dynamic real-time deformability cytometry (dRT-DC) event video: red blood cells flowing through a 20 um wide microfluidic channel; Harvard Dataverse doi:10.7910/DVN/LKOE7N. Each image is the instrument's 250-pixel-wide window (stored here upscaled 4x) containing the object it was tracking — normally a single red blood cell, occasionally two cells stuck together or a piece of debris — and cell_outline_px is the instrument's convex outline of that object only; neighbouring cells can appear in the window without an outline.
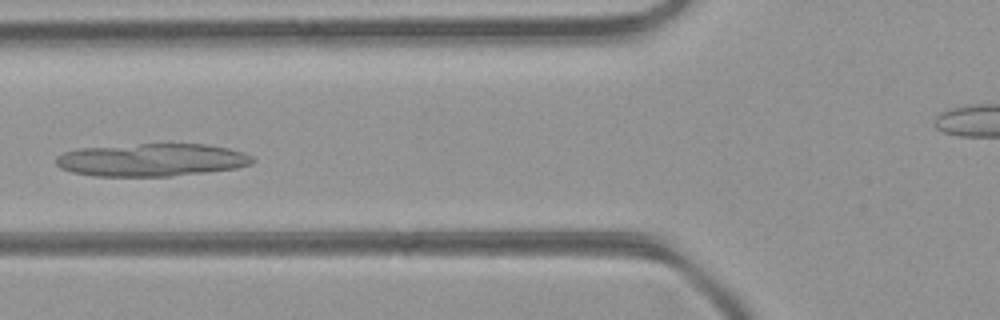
{"species": "common noctule bat (a hibernating species)", "species_latin": "Nyctalus noctula", "temperature_condition": "room temperature", "stored_images_in_passage": 45, "camera_frame_rate_fps": 3000, "um_per_image_px": 0.085, "animal": {"sex": "female", "body_mass_g": 21.9}, "frame": {"image": 1, "passage_image": 15, "time_ms": 4.667, "image_size_px": [1000, 320], "cell_outline_px": [[256, 160], [252, 164], [236, 168], [208, 172], [172, 176], [92, 176], [72, 172], [60, 168], [56, 164], [56, 156], [64, 152], [76, 148], [140, 144], [208, 144], [228, 148], [244, 152], [252, 156]], "centroid_in_image_um": [12.9, 13.59], "position_along_channel_um": 112.9, "area_um2": 37.86}}
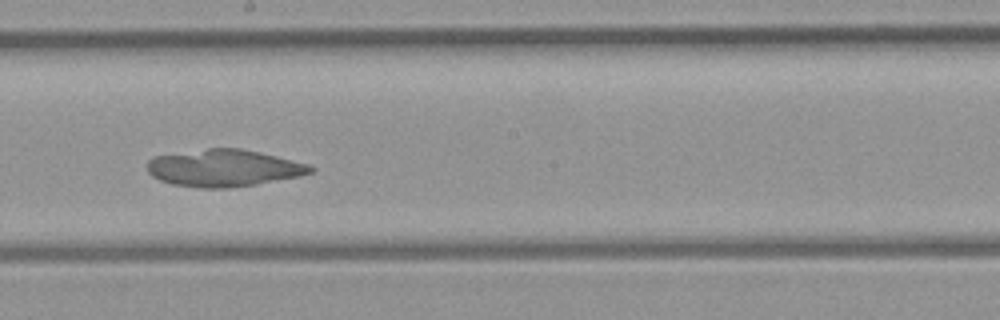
{"frame": {"image": 2, "passage_image": 23, "time_ms": 7.333, "image_size_px": [1000, 320], "cell_outline_px": [[316, 168], [312, 172], [300, 176], [256, 184], [228, 188], [200, 188], [172, 184], [160, 180], [152, 176], [148, 172], [148, 160], [152, 156], [208, 148], [240, 148], [260, 152], [308, 164]], "centroid_in_image_um": [19.01, 14.28], "position_along_channel_um": 229.2, "area_um2": 35.26}}
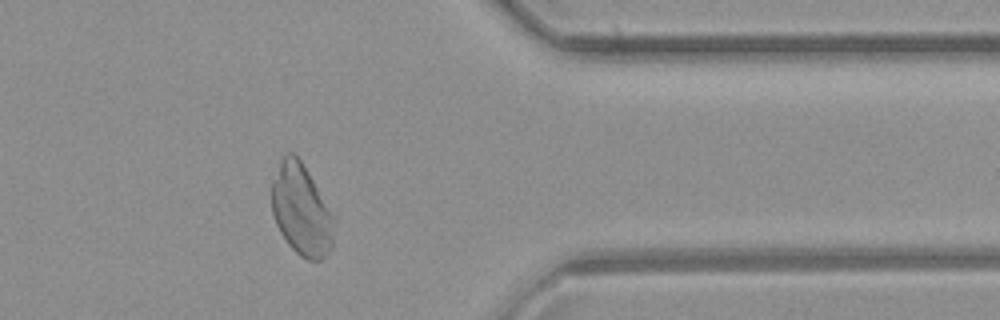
{"frame": {"image": 3, "passage_image": 35, "time_ms": 11.333, "image_size_px": [1000, 320], "cell_outline_px": [[336, 220], [332, 248], [324, 260], [308, 260], [300, 256], [288, 244], [280, 232], [276, 224], [272, 212], [272, 180], [280, 160], [284, 152], [292, 152], [300, 160], [336, 216]], "centroid_in_image_um": [25.65, 17.87], "position_along_channel_um": 385.8, "area_um2": 33.7}}